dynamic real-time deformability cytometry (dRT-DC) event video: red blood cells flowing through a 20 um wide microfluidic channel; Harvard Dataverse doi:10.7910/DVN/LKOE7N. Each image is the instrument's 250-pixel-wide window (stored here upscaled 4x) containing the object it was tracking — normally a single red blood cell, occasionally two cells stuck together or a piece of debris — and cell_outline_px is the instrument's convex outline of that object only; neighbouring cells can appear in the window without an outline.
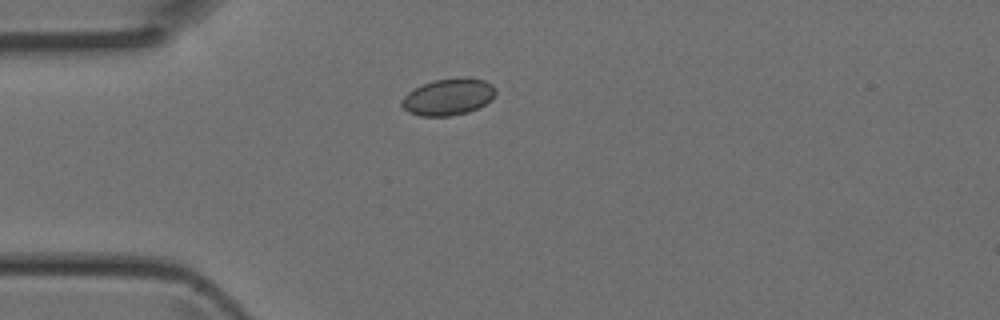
{"species": "Egyptian fruit bat (a non-hibernating species)", "species_latin": "Rousettus aegyptiacus", "temperature_condition": "room temperature", "stored_images_in_passage": 1, "camera_frame_rate_fps": 3000, "um_per_image_px": 0.085, "animal": {"sex": "female"}, "frame": {"image": 1, "passage_image": 1, "time_ms": 0.0, "image_size_px": [1000, 320], "cell_outline_px": [[496, 92], [492, 100], [468, 112], [448, 116], [420, 116], [408, 112], [400, 104], [400, 100], [408, 92], [424, 84], [436, 80], [456, 76], [464, 76], [484, 80], [492, 84], [496, 88]], "centroid_in_image_um": [38.12, 8.22], "position_along_channel_um": 46.9, "area_um2": 20.23}}